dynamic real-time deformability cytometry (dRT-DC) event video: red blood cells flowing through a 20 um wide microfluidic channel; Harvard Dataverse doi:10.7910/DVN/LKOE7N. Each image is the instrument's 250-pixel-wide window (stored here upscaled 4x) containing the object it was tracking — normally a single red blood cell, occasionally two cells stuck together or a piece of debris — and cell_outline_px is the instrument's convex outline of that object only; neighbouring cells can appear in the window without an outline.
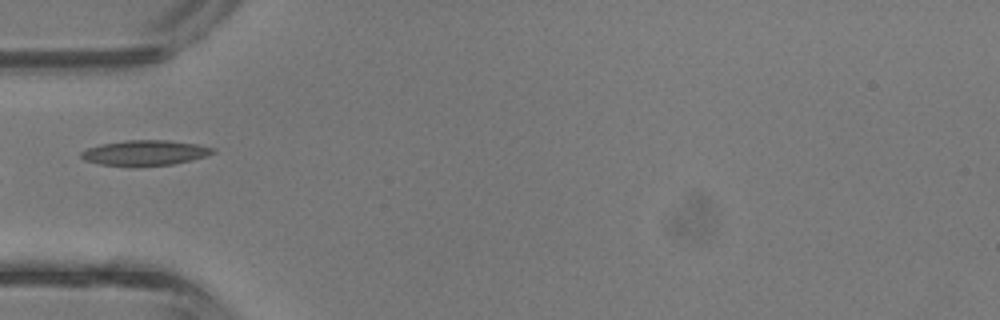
{"species": "common noctule bat (a hibernating species)", "species_latin": "Nyctalus noctula", "temperature_condition": "room temperature", "stored_images_in_passage": 4, "camera_frame_rate_fps": 3000, "um_per_image_px": 0.085, "animal": {"sex": "male", "body_mass_g": 13.3}, "frame": {"image": 1, "passage_image": 4, "time_ms": 1.0, "image_size_px": [1000, 320], "cell_outline_px": [[216, 152], [208, 156], [192, 160], [172, 164], [136, 168], [100, 164], [84, 160], [80, 156], [80, 152], [88, 148], [100, 144], [124, 140], [168, 140], [196, 144], [216, 148]], "centroid_in_image_um": [12.33, 13.01], "position_along_channel_um": 72.7, "area_um2": 19.94}}